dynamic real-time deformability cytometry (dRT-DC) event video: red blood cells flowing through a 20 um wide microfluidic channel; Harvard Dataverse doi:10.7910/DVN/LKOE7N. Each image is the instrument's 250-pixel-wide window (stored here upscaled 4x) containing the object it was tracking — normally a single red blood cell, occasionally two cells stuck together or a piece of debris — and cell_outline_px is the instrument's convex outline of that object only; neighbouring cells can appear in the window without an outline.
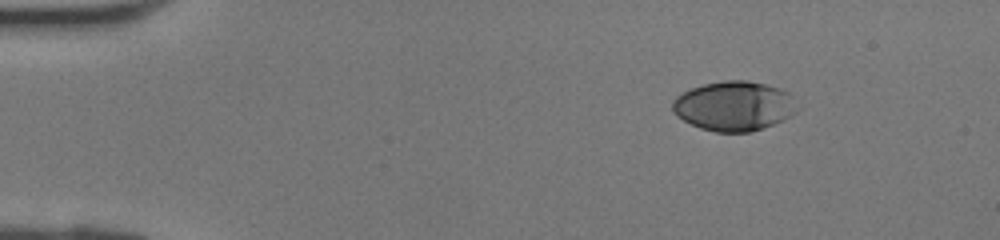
{"species": "human", "species_latin": "Homo sapiens", "temperature_condition": "room temperature", "stored_images_in_passage": 37, "camera_frame_rate_fps": 3000, "um_per_image_px": 0.085, "donor": {"sex": "female"}, "frame": {"image": 1, "passage_image": 1, "time_ms": 0.0, "image_size_px": [1000, 240], "cell_outline_px": [[796, 112], [792, 116], [784, 120], [764, 128], [748, 132], [716, 132], [700, 128], [676, 116], [672, 112], [672, 100], [676, 96], [692, 88], [704, 84], [724, 80], [748, 80], [784, 88], [788, 92]], "centroid_in_image_um": [62.37, 9.01], "position_along_channel_um": 22.6, "area_um2": 36.07}}
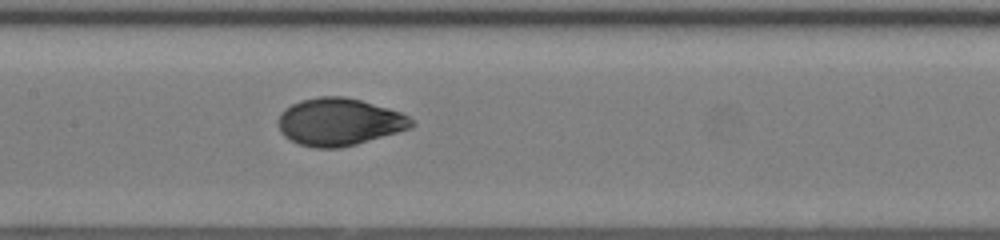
{"frame": {"image": 2, "passage_image": 16, "time_ms": 5.0, "image_size_px": [1000, 240], "cell_outline_px": [[416, 124], [412, 128], [356, 144], [340, 148], [316, 148], [300, 144], [284, 136], [280, 132], [280, 112], [284, 108], [300, 100], [320, 96], [344, 96], [360, 100], [388, 108], [400, 112], [408, 116]], "centroid_in_image_um": [28.85, 10.36], "position_along_channel_um": 178.6, "area_um2": 36.7}}
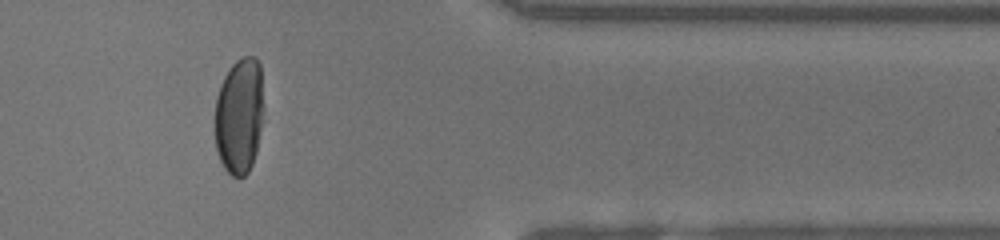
{"frame": {"image": 3, "passage_image": 30, "time_ms": 9.667, "image_size_px": [1000, 240], "cell_outline_px": [[260, 128], [256, 152], [252, 164], [248, 172], [244, 176], [232, 176], [224, 168], [216, 152], [216, 96], [220, 84], [224, 76], [232, 64], [236, 60], [244, 56], [256, 56], [260, 64]], "centroid_in_image_um": [20.3, 9.85], "position_along_channel_um": 391.1, "area_um2": 32.25}}